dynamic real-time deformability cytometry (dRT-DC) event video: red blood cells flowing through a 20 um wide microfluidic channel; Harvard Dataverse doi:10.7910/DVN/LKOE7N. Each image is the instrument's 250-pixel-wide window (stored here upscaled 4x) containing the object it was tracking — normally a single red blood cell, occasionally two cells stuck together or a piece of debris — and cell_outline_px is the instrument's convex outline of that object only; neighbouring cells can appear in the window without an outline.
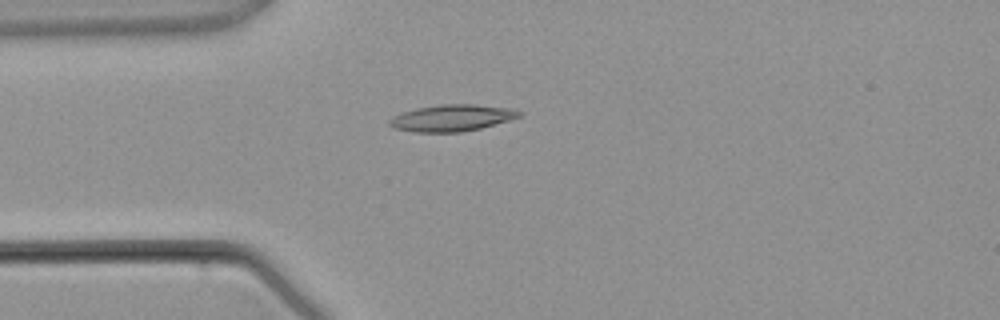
{"species": "common noctule bat (a hibernating species)", "species_latin": "Nyctalus noctula", "temperature_condition": "warm", "stored_images_in_passage": 1, "camera_frame_rate_fps": 3000, "um_per_image_px": 0.085, "animal": {"sex": "male", "body_mass_g": 21.5, "forearm_length_mm": 52.0}, "frame": {"image": 1, "passage_image": 1, "time_ms": 0.0, "image_size_px": [1000, 320], "cell_outline_px": [[524, 112], [520, 116], [508, 120], [480, 128], [460, 132], [412, 132], [392, 128], [388, 124], [388, 120], [392, 116], [416, 108], [440, 104], [476, 104], [512, 108]], "centroid_in_image_um": [38.38, 10.02], "position_along_channel_um": 46.6, "area_um2": 20.23}}